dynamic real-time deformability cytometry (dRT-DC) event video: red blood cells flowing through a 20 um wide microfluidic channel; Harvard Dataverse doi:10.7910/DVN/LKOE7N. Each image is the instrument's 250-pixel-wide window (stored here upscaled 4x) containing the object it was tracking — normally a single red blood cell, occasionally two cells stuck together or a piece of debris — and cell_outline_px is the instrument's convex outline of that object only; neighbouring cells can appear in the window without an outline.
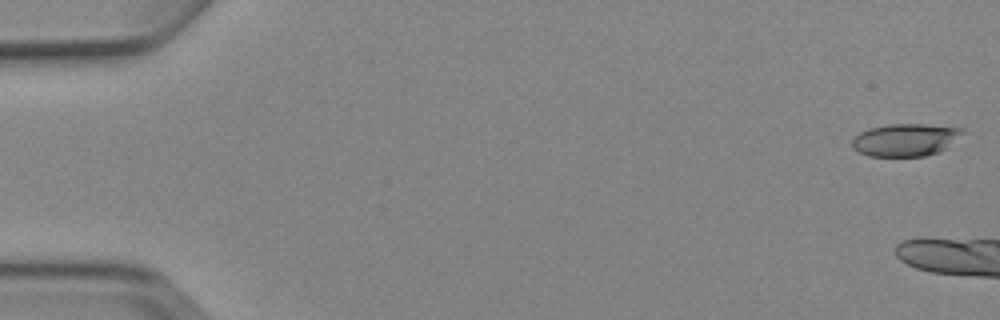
{"species": "Egyptian fruit bat (a non-hibernating species)", "species_latin": "Rousettus aegyptiacus", "temperature_condition": "cold", "stored_images_in_passage": 7, "camera_frame_rate_fps": 3000, "um_per_image_px": 0.085, "animal": {"sex": "female"}, "frame": {"image": 1, "passage_image": 1, "time_ms": 0.0, "image_size_px": [1000, 320], "cell_outline_px": [[968, 132], [940, 152], [924, 156], [868, 156], [852, 148], [852, 140], [860, 132], [868, 128], [888, 124], [920, 124], [964, 128]], "centroid_in_image_um": [77.0, 11.88], "position_along_channel_um": 8.0, "area_um2": 21.15}}